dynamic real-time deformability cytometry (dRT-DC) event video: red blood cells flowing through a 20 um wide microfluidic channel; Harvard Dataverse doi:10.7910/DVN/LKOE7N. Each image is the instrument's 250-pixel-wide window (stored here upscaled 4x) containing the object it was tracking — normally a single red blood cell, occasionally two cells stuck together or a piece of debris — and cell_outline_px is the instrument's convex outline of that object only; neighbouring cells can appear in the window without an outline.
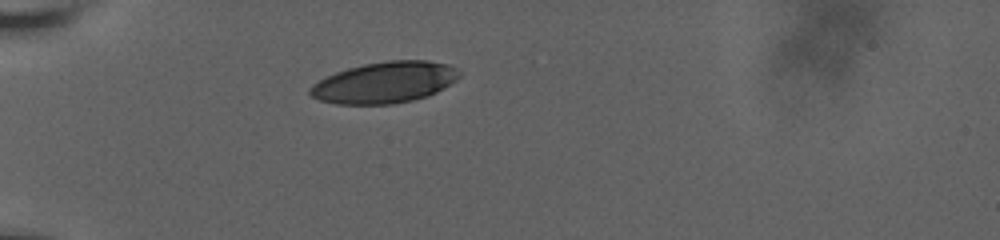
{"species": "human", "species_latin": "Homo sapiens", "temperature_condition": "room temperature", "stored_images_in_passage": 21, "camera_frame_rate_fps": 3000, "um_per_image_px": 0.085, "donor": {"sex": "male"}, "frame": {"image": 1, "passage_image": 1, "time_ms": 0.0, "image_size_px": [1000, 240], "cell_outline_px": [[460, 76], [456, 80], [444, 88], [428, 96], [412, 100], [392, 104], [336, 104], [320, 100], [312, 96], [308, 92], [308, 88], [312, 84], [336, 72], [348, 68], [364, 64], [388, 60], [428, 60], [448, 64], [456, 68], [460, 72]], "centroid_in_image_um": [32.71, 7.0], "position_along_channel_um": 52.3, "area_um2": 35.89}}
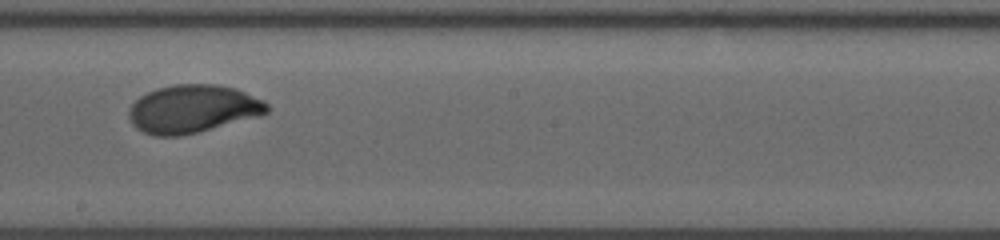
{"frame": {"image": 2, "passage_image": 9, "time_ms": 5.667, "image_size_px": [1000, 240], "cell_outline_px": [[268, 112], [260, 116], [180, 136], [152, 136], [136, 128], [132, 124], [128, 116], [128, 108], [140, 96], [156, 88], [172, 84], [216, 84], [236, 88], [264, 100], [268, 104]], "centroid_in_image_um": [16.37, 9.25], "position_along_channel_um": 231.8, "area_um2": 38.78}}
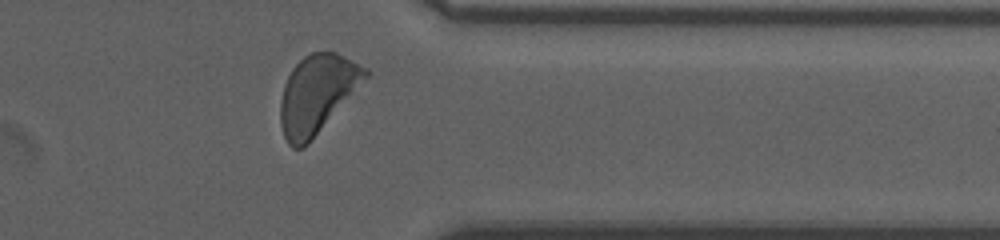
{"frame": {"image": 3, "passage_image": 20, "time_ms": 10.0, "image_size_px": [1000, 240], "cell_outline_px": [[372, 72], [308, 144], [304, 148], [292, 148], [288, 144], [284, 136], [280, 124], [280, 100], [284, 84], [292, 68], [304, 56], [312, 52], [336, 52], [368, 68]], "centroid_in_image_um": [26.94, 7.99], "position_along_channel_um": 384.5, "area_um2": 38.55}, "authors_computed_cell_mechanics": {"area_um2": 37.6278, "velocity_mm_per_s": 3.6181, "shape_relaxation_time_tau1_ms": 3.0578, "shape_relaxation_time_tau2_ms": null, "deformation_change_tau1": 0.1358, "deformation_change_tau2": null}}